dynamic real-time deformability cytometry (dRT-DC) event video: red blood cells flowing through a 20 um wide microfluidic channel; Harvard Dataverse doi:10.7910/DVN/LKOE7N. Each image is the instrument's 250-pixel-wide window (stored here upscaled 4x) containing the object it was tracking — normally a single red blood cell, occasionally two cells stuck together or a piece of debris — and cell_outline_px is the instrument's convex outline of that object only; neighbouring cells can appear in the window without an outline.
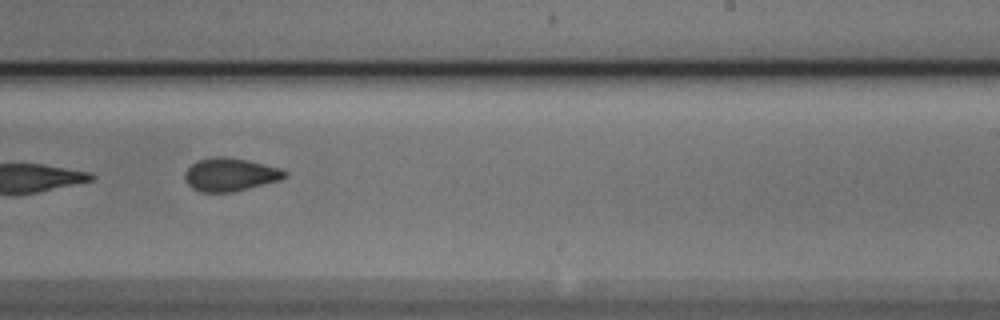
{"species": "Egyptian fruit bat (a non-hibernating species)", "species_latin": "Rousettus aegyptiacus", "temperature_condition": "cold", "stored_images_in_passage": 10, "segment_of_instrument_passage": [2, 2], "camera_frame_rate_fps": 3000, "um_per_image_px": 0.085, "animal": {"sex": "male"}, "frame": {"image": 1, "passage_image": 9, "time_ms": 2.667, "image_size_px": [1000, 320], "cell_outline_px": [[288, 176], [280, 180], [232, 192], [200, 192], [192, 188], [184, 180], [184, 172], [192, 164], [200, 160], [216, 156], [224, 156], [248, 160], [280, 168], [288, 172]], "centroid_in_image_um": [19.57, 14.84], "position_along_channel_um": 269.4, "area_um2": 19.31}}